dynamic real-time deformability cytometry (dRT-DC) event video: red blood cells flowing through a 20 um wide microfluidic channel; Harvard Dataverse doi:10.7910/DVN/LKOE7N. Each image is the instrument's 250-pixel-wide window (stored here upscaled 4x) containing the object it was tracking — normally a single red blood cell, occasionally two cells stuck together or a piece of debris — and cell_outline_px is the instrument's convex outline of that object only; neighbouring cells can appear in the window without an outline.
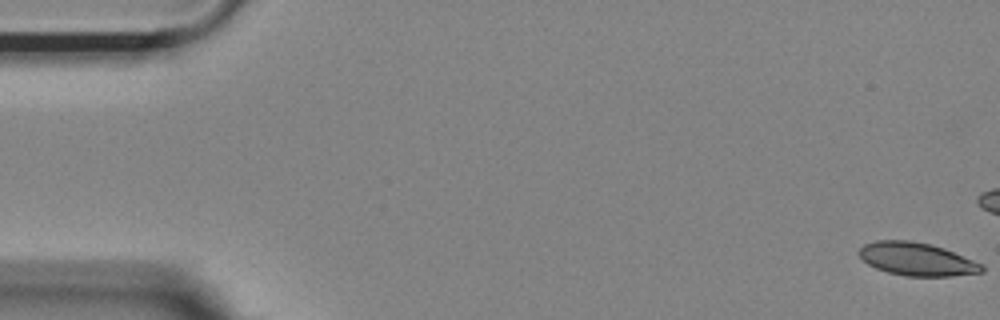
{"species": "Egyptian fruit bat (a non-hibernating species)", "species_latin": "Rousettus aegyptiacus", "temperature_condition": "room temperature", "stored_images_in_passage": 17, "camera_frame_rate_fps": 3000, "um_per_image_px": 0.085, "animal": {"sex": "female"}, "frame": {"image": 1, "passage_image": 1, "time_ms": 0.0, "image_size_px": [1000, 320], "cell_outline_px": [[984, 272], [952, 276], [904, 276], [888, 272], [876, 268], [868, 264], [856, 252], [864, 244], [876, 240], [908, 240], [928, 244], [944, 248], [984, 264]], "centroid_in_image_um": [77.94, 22.03], "position_along_channel_um": 7.1, "area_um2": 23.7}}